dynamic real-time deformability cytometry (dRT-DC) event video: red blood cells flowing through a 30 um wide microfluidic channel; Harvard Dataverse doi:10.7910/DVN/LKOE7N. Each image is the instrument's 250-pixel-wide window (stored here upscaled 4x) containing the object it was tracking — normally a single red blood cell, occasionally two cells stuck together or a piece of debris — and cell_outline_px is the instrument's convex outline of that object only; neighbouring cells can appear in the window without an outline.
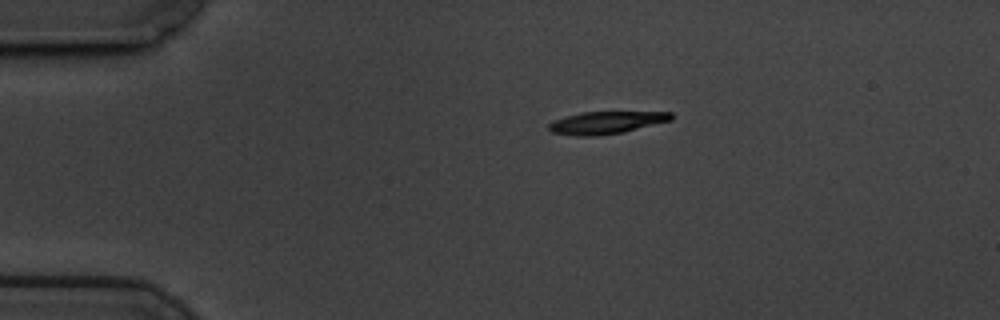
{"species": "common noctule bat (a hibernating species)", "species_latin": "Nyctalus noctula", "temperature_condition": "cold", "stored_images_in_passage": 4, "camera_frame_rate_fps": 3000, "um_per_image_px": 0.085, "animal": {"sex": "male", "body_mass_g": 19.5, "forearm_length_mm": 54.6}, "frame": {"image": 1, "passage_image": 1, "time_ms": 0.0, "image_size_px": [1000, 320], "cell_outline_px": [[672, 120], [620, 132], [596, 136], [576, 136], [552, 132], [548, 128], [548, 124], [552, 120], [584, 112], [672, 112]], "centroid_in_image_um": [51.49, 10.42], "position_along_channel_um": 33.5, "area_um2": 15.66}}
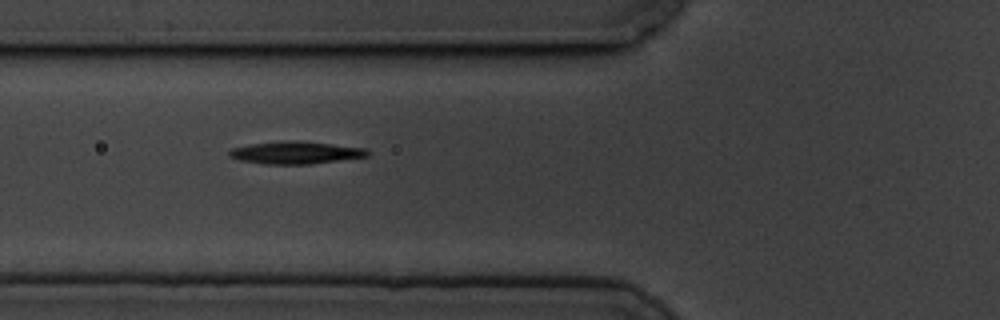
{"frame": {"image": 2, "passage_image": 3, "time_ms": 0.667, "image_size_px": [1000, 320], "cell_outline_px": [[372, 152], [368, 156], [312, 164], [264, 164], [240, 160], [228, 156], [228, 152], [232, 148], [252, 144], [280, 140], [296, 140], [368, 148]], "centroid_in_image_um": [25.16, 12.97], "position_along_channel_um": 100.6, "area_um2": 18.26}}
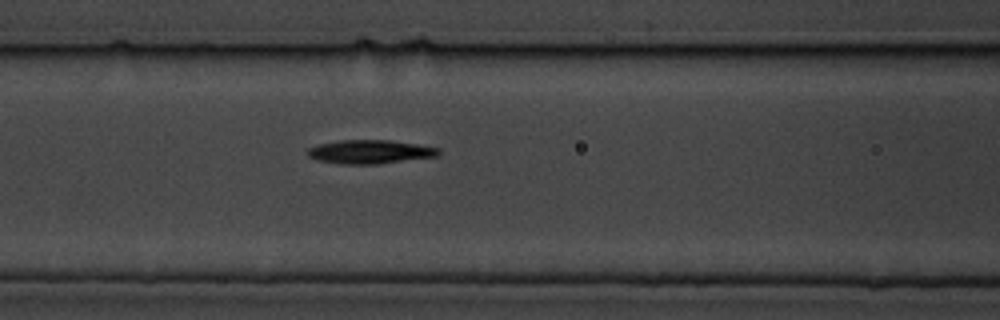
{"frame": {"image": 3, "passage_image": 4, "time_ms": 1.0, "image_size_px": [1000, 320], "cell_outline_px": [[440, 156], [376, 164], [340, 164], [316, 160], [308, 156], [308, 148], [320, 144], [340, 140], [388, 140], [416, 144], [440, 148]], "centroid_in_image_um": [31.47, 12.91], "position_along_channel_um": 135.1, "area_um2": 18.09}}